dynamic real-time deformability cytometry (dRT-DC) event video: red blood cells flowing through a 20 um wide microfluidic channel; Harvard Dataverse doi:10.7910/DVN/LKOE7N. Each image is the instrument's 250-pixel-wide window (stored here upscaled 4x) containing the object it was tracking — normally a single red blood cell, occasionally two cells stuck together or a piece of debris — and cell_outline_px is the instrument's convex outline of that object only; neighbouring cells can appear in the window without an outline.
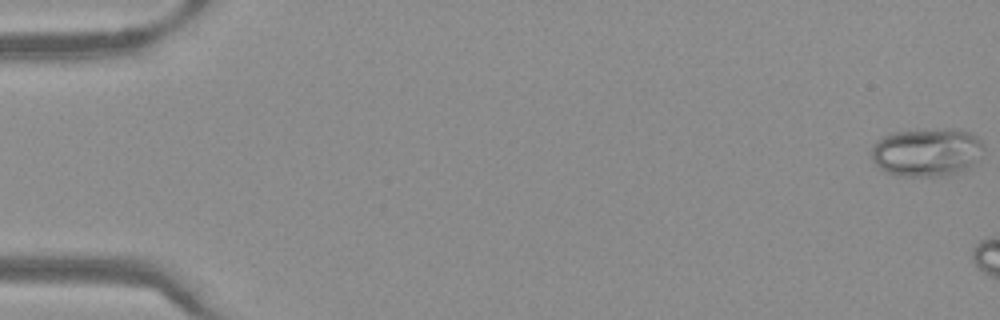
{"species": "Egyptian fruit bat (a non-hibernating species)", "species_latin": "Rousettus aegyptiacus", "temperature_condition": "warm", "stored_images_in_passage": 7, "camera_frame_rate_fps": 3000, "um_per_image_px": 0.085, "frame": {"image": 1, "passage_image": 1, "time_ms": 0.0, "image_size_px": [1000, 320], "cell_outline_px": [[984, 148], [980, 160], [968, 168], [960, 172], [948, 176], [896, 176], [884, 172], [872, 160], [872, 148], [876, 140], [892, 132], [920, 128], [960, 128], [972, 132], [984, 144]], "centroid_in_image_um": [78.82, 12.91], "position_along_channel_um": 6.2, "area_um2": 32.77}}